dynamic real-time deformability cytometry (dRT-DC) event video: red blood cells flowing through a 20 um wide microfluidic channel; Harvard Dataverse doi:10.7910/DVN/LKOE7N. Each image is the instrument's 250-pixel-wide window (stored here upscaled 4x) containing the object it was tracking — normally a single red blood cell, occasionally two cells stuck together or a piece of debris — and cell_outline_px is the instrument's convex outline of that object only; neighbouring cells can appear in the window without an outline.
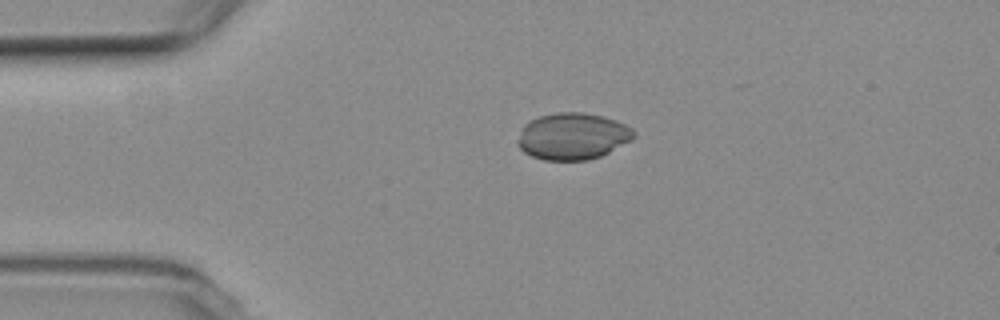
{"species": "common noctule bat (a hibernating species)", "species_latin": "Nyctalus noctula", "temperature_condition": "room temperature", "stored_images_in_passage": 2, "camera_frame_rate_fps": 3000, "um_per_image_px": 0.085, "animal": {"sex": "female", "body_mass_g": 19.3, "forearm_length_mm": 54.1}, "frame": {"image": 1, "passage_image": 1, "time_ms": 0.0, "image_size_px": [1000, 320], "cell_outline_px": [[636, 136], [632, 140], [600, 156], [588, 160], [544, 160], [532, 156], [524, 152], [520, 148], [520, 128], [528, 120], [540, 116], [556, 112], [584, 112], [604, 116], [616, 120], [632, 128], [636, 132]], "centroid_in_image_um": [48.7, 11.57], "position_along_channel_um": 36.3, "area_um2": 31.67}}